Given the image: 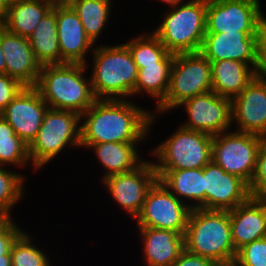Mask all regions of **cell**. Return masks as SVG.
Segmentation results:
<instances>
[{
    "label": "cell",
    "instance_id": "obj_4",
    "mask_svg": "<svg viewBox=\"0 0 266 266\" xmlns=\"http://www.w3.org/2000/svg\"><path fill=\"white\" fill-rule=\"evenodd\" d=\"M184 245L188 252L214 263L234 261L237 252L231 237L229 211L190 210Z\"/></svg>",
    "mask_w": 266,
    "mask_h": 266
},
{
    "label": "cell",
    "instance_id": "obj_28",
    "mask_svg": "<svg viewBox=\"0 0 266 266\" xmlns=\"http://www.w3.org/2000/svg\"><path fill=\"white\" fill-rule=\"evenodd\" d=\"M79 16L84 31L95 44L108 24L112 0H65Z\"/></svg>",
    "mask_w": 266,
    "mask_h": 266
},
{
    "label": "cell",
    "instance_id": "obj_29",
    "mask_svg": "<svg viewBox=\"0 0 266 266\" xmlns=\"http://www.w3.org/2000/svg\"><path fill=\"white\" fill-rule=\"evenodd\" d=\"M30 162L28 145L20 139L13 128L0 116V166L26 167Z\"/></svg>",
    "mask_w": 266,
    "mask_h": 266
},
{
    "label": "cell",
    "instance_id": "obj_32",
    "mask_svg": "<svg viewBox=\"0 0 266 266\" xmlns=\"http://www.w3.org/2000/svg\"><path fill=\"white\" fill-rule=\"evenodd\" d=\"M32 236L24 231L13 243L11 254L12 266H50L48 255L35 246Z\"/></svg>",
    "mask_w": 266,
    "mask_h": 266
},
{
    "label": "cell",
    "instance_id": "obj_27",
    "mask_svg": "<svg viewBox=\"0 0 266 266\" xmlns=\"http://www.w3.org/2000/svg\"><path fill=\"white\" fill-rule=\"evenodd\" d=\"M175 54L168 53L159 63L144 65L138 69L134 95L147 93L152 99L157 98L158 106L167 95L170 84V72Z\"/></svg>",
    "mask_w": 266,
    "mask_h": 266
},
{
    "label": "cell",
    "instance_id": "obj_9",
    "mask_svg": "<svg viewBox=\"0 0 266 266\" xmlns=\"http://www.w3.org/2000/svg\"><path fill=\"white\" fill-rule=\"evenodd\" d=\"M232 131L213 136L212 161L225 172L238 176L250 185L259 149L266 138L234 129Z\"/></svg>",
    "mask_w": 266,
    "mask_h": 266
},
{
    "label": "cell",
    "instance_id": "obj_40",
    "mask_svg": "<svg viewBox=\"0 0 266 266\" xmlns=\"http://www.w3.org/2000/svg\"><path fill=\"white\" fill-rule=\"evenodd\" d=\"M5 70H6L5 59L0 43V74H5Z\"/></svg>",
    "mask_w": 266,
    "mask_h": 266
},
{
    "label": "cell",
    "instance_id": "obj_43",
    "mask_svg": "<svg viewBox=\"0 0 266 266\" xmlns=\"http://www.w3.org/2000/svg\"><path fill=\"white\" fill-rule=\"evenodd\" d=\"M213 266H237L235 261L226 262V263H214Z\"/></svg>",
    "mask_w": 266,
    "mask_h": 266
},
{
    "label": "cell",
    "instance_id": "obj_15",
    "mask_svg": "<svg viewBox=\"0 0 266 266\" xmlns=\"http://www.w3.org/2000/svg\"><path fill=\"white\" fill-rule=\"evenodd\" d=\"M48 105L35 87H24L0 112L14 133L28 146L36 138Z\"/></svg>",
    "mask_w": 266,
    "mask_h": 266
},
{
    "label": "cell",
    "instance_id": "obj_17",
    "mask_svg": "<svg viewBox=\"0 0 266 266\" xmlns=\"http://www.w3.org/2000/svg\"><path fill=\"white\" fill-rule=\"evenodd\" d=\"M231 115L235 131L266 138V82L254 78L231 100Z\"/></svg>",
    "mask_w": 266,
    "mask_h": 266
},
{
    "label": "cell",
    "instance_id": "obj_26",
    "mask_svg": "<svg viewBox=\"0 0 266 266\" xmlns=\"http://www.w3.org/2000/svg\"><path fill=\"white\" fill-rule=\"evenodd\" d=\"M36 60L43 65L61 64L57 34L56 1L52 9L41 19L28 37Z\"/></svg>",
    "mask_w": 266,
    "mask_h": 266
},
{
    "label": "cell",
    "instance_id": "obj_44",
    "mask_svg": "<svg viewBox=\"0 0 266 266\" xmlns=\"http://www.w3.org/2000/svg\"><path fill=\"white\" fill-rule=\"evenodd\" d=\"M6 3L9 5L11 3H14V2H20V1H24V0H5Z\"/></svg>",
    "mask_w": 266,
    "mask_h": 266
},
{
    "label": "cell",
    "instance_id": "obj_41",
    "mask_svg": "<svg viewBox=\"0 0 266 266\" xmlns=\"http://www.w3.org/2000/svg\"><path fill=\"white\" fill-rule=\"evenodd\" d=\"M8 4L5 0H0V20L5 16L7 12Z\"/></svg>",
    "mask_w": 266,
    "mask_h": 266
},
{
    "label": "cell",
    "instance_id": "obj_24",
    "mask_svg": "<svg viewBox=\"0 0 266 266\" xmlns=\"http://www.w3.org/2000/svg\"><path fill=\"white\" fill-rule=\"evenodd\" d=\"M211 74L212 91L231 100L255 78L253 66L231 59L211 62Z\"/></svg>",
    "mask_w": 266,
    "mask_h": 266
},
{
    "label": "cell",
    "instance_id": "obj_37",
    "mask_svg": "<svg viewBox=\"0 0 266 266\" xmlns=\"http://www.w3.org/2000/svg\"><path fill=\"white\" fill-rule=\"evenodd\" d=\"M254 76L256 79L266 82V29L259 35L257 40Z\"/></svg>",
    "mask_w": 266,
    "mask_h": 266
},
{
    "label": "cell",
    "instance_id": "obj_25",
    "mask_svg": "<svg viewBox=\"0 0 266 266\" xmlns=\"http://www.w3.org/2000/svg\"><path fill=\"white\" fill-rule=\"evenodd\" d=\"M56 0H24L8 5L0 25L7 31L28 38Z\"/></svg>",
    "mask_w": 266,
    "mask_h": 266
},
{
    "label": "cell",
    "instance_id": "obj_8",
    "mask_svg": "<svg viewBox=\"0 0 266 266\" xmlns=\"http://www.w3.org/2000/svg\"><path fill=\"white\" fill-rule=\"evenodd\" d=\"M178 129L151 152L158 160L155 170L204 168L212 161L213 136L186 129Z\"/></svg>",
    "mask_w": 266,
    "mask_h": 266
},
{
    "label": "cell",
    "instance_id": "obj_1",
    "mask_svg": "<svg viewBox=\"0 0 266 266\" xmlns=\"http://www.w3.org/2000/svg\"><path fill=\"white\" fill-rule=\"evenodd\" d=\"M130 101L97 99L81 115L80 144L142 143L148 138L159 115Z\"/></svg>",
    "mask_w": 266,
    "mask_h": 266
},
{
    "label": "cell",
    "instance_id": "obj_14",
    "mask_svg": "<svg viewBox=\"0 0 266 266\" xmlns=\"http://www.w3.org/2000/svg\"><path fill=\"white\" fill-rule=\"evenodd\" d=\"M203 175L205 210L230 211L251 197L244 180L225 172L213 161L203 168Z\"/></svg>",
    "mask_w": 266,
    "mask_h": 266
},
{
    "label": "cell",
    "instance_id": "obj_5",
    "mask_svg": "<svg viewBox=\"0 0 266 266\" xmlns=\"http://www.w3.org/2000/svg\"><path fill=\"white\" fill-rule=\"evenodd\" d=\"M207 0H188L166 10L152 31L173 54L197 53L206 34Z\"/></svg>",
    "mask_w": 266,
    "mask_h": 266
},
{
    "label": "cell",
    "instance_id": "obj_11",
    "mask_svg": "<svg viewBox=\"0 0 266 266\" xmlns=\"http://www.w3.org/2000/svg\"><path fill=\"white\" fill-rule=\"evenodd\" d=\"M190 210L157 179L148 190L135 221L137 227L171 230L185 235Z\"/></svg>",
    "mask_w": 266,
    "mask_h": 266
},
{
    "label": "cell",
    "instance_id": "obj_16",
    "mask_svg": "<svg viewBox=\"0 0 266 266\" xmlns=\"http://www.w3.org/2000/svg\"><path fill=\"white\" fill-rule=\"evenodd\" d=\"M56 19L61 64L86 65V55L93 52L95 45L84 31L79 16L65 0H56Z\"/></svg>",
    "mask_w": 266,
    "mask_h": 266
},
{
    "label": "cell",
    "instance_id": "obj_22",
    "mask_svg": "<svg viewBox=\"0 0 266 266\" xmlns=\"http://www.w3.org/2000/svg\"><path fill=\"white\" fill-rule=\"evenodd\" d=\"M155 171L158 180L191 210L204 209L203 168Z\"/></svg>",
    "mask_w": 266,
    "mask_h": 266
},
{
    "label": "cell",
    "instance_id": "obj_10",
    "mask_svg": "<svg viewBox=\"0 0 266 266\" xmlns=\"http://www.w3.org/2000/svg\"><path fill=\"white\" fill-rule=\"evenodd\" d=\"M259 0H207L206 33L246 32L259 36L266 29V15Z\"/></svg>",
    "mask_w": 266,
    "mask_h": 266
},
{
    "label": "cell",
    "instance_id": "obj_34",
    "mask_svg": "<svg viewBox=\"0 0 266 266\" xmlns=\"http://www.w3.org/2000/svg\"><path fill=\"white\" fill-rule=\"evenodd\" d=\"M249 190L251 196L266 199V140L259 149L256 168L249 185Z\"/></svg>",
    "mask_w": 266,
    "mask_h": 266
},
{
    "label": "cell",
    "instance_id": "obj_35",
    "mask_svg": "<svg viewBox=\"0 0 266 266\" xmlns=\"http://www.w3.org/2000/svg\"><path fill=\"white\" fill-rule=\"evenodd\" d=\"M14 219L12 217H0V258L2 255H11L13 243L24 232V229L20 228Z\"/></svg>",
    "mask_w": 266,
    "mask_h": 266
},
{
    "label": "cell",
    "instance_id": "obj_13",
    "mask_svg": "<svg viewBox=\"0 0 266 266\" xmlns=\"http://www.w3.org/2000/svg\"><path fill=\"white\" fill-rule=\"evenodd\" d=\"M180 106L187 112V122L181 125L186 129L215 136L233 128L231 99L213 91L188 99Z\"/></svg>",
    "mask_w": 266,
    "mask_h": 266
},
{
    "label": "cell",
    "instance_id": "obj_42",
    "mask_svg": "<svg viewBox=\"0 0 266 266\" xmlns=\"http://www.w3.org/2000/svg\"><path fill=\"white\" fill-rule=\"evenodd\" d=\"M0 266H12L11 255H2V258H0Z\"/></svg>",
    "mask_w": 266,
    "mask_h": 266
},
{
    "label": "cell",
    "instance_id": "obj_36",
    "mask_svg": "<svg viewBox=\"0 0 266 266\" xmlns=\"http://www.w3.org/2000/svg\"><path fill=\"white\" fill-rule=\"evenodd\" d=\"M24 87L18 80L7 74H0V112L6 108Z\"/></svg>",
    "mask_w": 266,
    "mask_h": 266
},
{
    "label": "cell",
    "instance_id": "obj_39",
    "mask_svg": "<svg viewBox=\"0 0 266 266\" xmlns=\"http://www.w3.org/2000/svg\"><path fill=\"white\" fill-rule=\"evenodd\" d=\"M160 1H161V3L165 2V4H168V6H170V8H171V7H175V6H178L180 4H183L188 0H186V1L185 0H160Z\"/></svg>",
    "mask_w": 266,
    "mask_h": 266
},
{
    "label": "cell",
    "instance_id": "obj_3",
    "mask_svg": "<svg viewBox=\"0 0 266 266\" xmlns=\"http://www.w3.org/2000/svg\"><path fill=\"white\" fill-rule=\"evenodd\" d=\"M90 82L96 99L134 97L138 69L124 44L95 46Z\"/></svg>",
    "mask_w": 266,
    "mask_h": 266
},
{
    "label": "cell",
    "instance_id": "obj_21",
    "mask_svg": "<svg viewBox=\"0 0 266 266\" xmlns=\"http://www.w3.org/2000/svg\"><path fill=\"white\" fill-rule=\"evenodd\" d=\"M147 266H171L185 249L184 235L171 230L137 227Z\"/></svg>",
    "mask_w": 266,
    "mask_h": 266
},
{
    "label": "cell",
    "instance_id": "obj_6",
    "mask_svg": "<svg viewBox=\"0 0 266 266\" xmlns=\"http://www.w3.org/2000/svg\"><path fill=\"white\" fill-rule=\"evenodd\" d=\"M81 115L68 110L48 108L36 138L28 146L34 170L42 169L66 147L80 148Z\"/></svg>",
    "mask_w": 266,
    "mask_h": 266
},
{
    "label": "cell",
    "instance_id": "obj_18",
    "mask_svg": "<svg viewBox=\"0 0 266 266\" xmlns=\"http://www.w3.org/2000/svg\"><path fill=\"white\" fill-rule=\"evenodd\" d=\"M0 43L4 54L5 74L25 87H35L41 71L28 38L13 34L0 25Z\"/></svg>",
    "mask_w": 266,
    "mask_h": 266
},
{
    "label": "cell",
    "instance_id": "obj_33",
    "mask_svg": "<svg viewBox=\"0 0 266 266\" xmlns=\"http://www.w3.org/2000/svg\"><path fill=\"white\" fill-rule=\"evenodd\" d=\"M234 261L237 266H266V237L241 247Z\"/></svg>",
    "mask_w": 266,
    "mask_h": 266
},
{
    "label": "cell",
    "instance_id": "obj_19",
    "mask_svg": "<svg viewBox=\"0 0 266 266\" xmlns=\"http://www.w3.org/2000/svg\"><path fill=\"white\" fill-rule=\"evenodd\" d=\"M258 37L246 32L206 33L199 52L210 62L231 59L254 67Z\"/></svg>",
    "mask_w": 266,
    "mask_h": 266
},
{
    "label": "cell",
    "instance_id": "obj_30",
    "mask_svg": "<svg viewBox=\"0 0 266 266\" xmlns=\"http://www.w3.org/2000/svg\"><path fill=\"white\" fill-rule=\"evenodd\" d=\"M124 44L129 48L137 69L157 64L169 53L153 32L149 35L143 32Z\"/></svg>",
    "mask_w": 266,
    "mask_h": 266
},
{
    "label": "cell",
    "instance_id": "obj_12",
    "mask_svg": "<svg viewBox=\"0 0 266 266\" xmlns=\"http://www.w3.org/2000/svg\"><path fill=\"white\" fill-rule=\"evenodd\" d=\"M158 179L151 160H144L133 171L109 176L102 180L112 199L135 219L140 213L147 192Z\"/></svg>",
    "mask_w": 266,
    "mask_h": 266
},
{
    "label": "cell",
    "instance_id": "obj_38",
    "mask_svg": "<svg viewBox=\"0 0 266 266\" xmlns=\"http://www.w3.org/2000/svg\"><path fill=\"white\" fill-rule=\"evenodd\" d=\"M213 264L211 259L192 254L184 249L171 266H213Z\"/></svg>",
    "mask_w": 266,
    "mask_h": 266
},
{
    "label": "cell",
    "instance_id": "obj_31",
    "mask_svg": "<svg viewBox=\"0 0 266 266\" xmlns=\"http://www.w3.org/2000/svg\"><path fill=\"white\" fill-rule=\"evenodd\" d=\"M26 178L0 166V217H12V209L24 197Z\"/></svg>",
    "mask_w": 266,
    "mask_h": 266
},
{
    "label": "cell",
    "instance_id": "obj_23",
    "mask_svg": "<svg viewBox=\"0 0 266 266\" xmlns=\"http://www.w3.org/2000/svg\"><path fill=\"white\" fill-rule=\"evenodd\" d=\"M139 143L105 142L99 144H80L93 150L105 172L102 179L109 176L133 171L144 159L137 151ZM142 158V159H141Z\"/></svg>",
    "mask_w": 266,
    "mask_h": 266
},
{
    "label": "cell",
    "instance_id": "obj_7",
    "mask_svg": "<svg viewBox=\"0 0 266 266\" xmlns=\"http://www.w3.org/2000/svg\"><path fill=\"white\" fill-rule=\"evenodd\" d=\"M209 91H212L211 62L200 52L175 54L167 95L154 111L170 112L184 101Z\"/></svg>",
    "mask_w": 266,
    "mask_h": 266
},
{
    "label": "cell",
    "instance_id": "obj_2",
    "mask_svg": "<svg viewBox=\"0 0 266 266\" xmlns=\"http://www.w3.org/2000/svg\"><path fill=\"white\" fill-rule=\"evenodd\" d=\"M88 63L43 65L35 88L48 108L68 110L82 115L97 100L90 76L86 78Z\"/></svg>",
    "mask_w": 266,
    "mask_h": 266
},
{
    "label": "cell",
    "instance_id": "obj_20",
    "mask_svg": "<svg viewBox=\"0 0 266 266\" xmlns=\"http://www.w3.org/2000/svg\"><path fill=\"white\" fill-rule=\"evenodd\" d=\"M229 216L236 252L246 244L266 237V199L251 196L230 210Z\"/></svg>",
    "mask_w": 266,
    "mask_h": 266
}]
</instances>
